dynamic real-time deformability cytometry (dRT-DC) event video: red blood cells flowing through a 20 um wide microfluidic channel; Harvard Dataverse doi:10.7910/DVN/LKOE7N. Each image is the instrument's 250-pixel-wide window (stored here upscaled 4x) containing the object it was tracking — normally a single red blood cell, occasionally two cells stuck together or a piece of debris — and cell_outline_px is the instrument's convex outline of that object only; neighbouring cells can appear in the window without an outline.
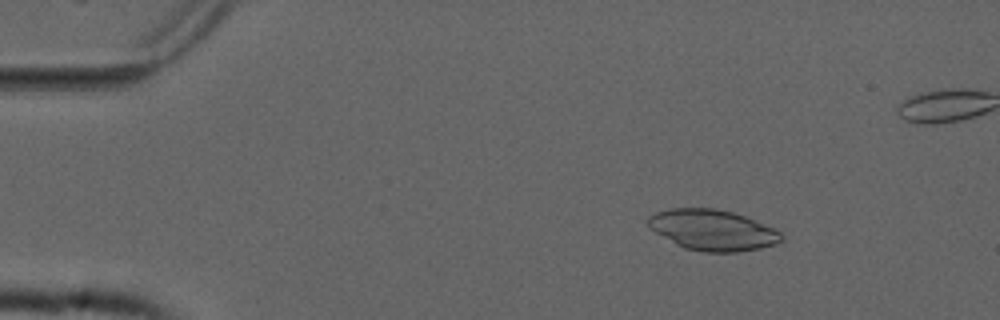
{"species": "common noctule bat (a hibernating species)", "species_latin": "Nyctalus noctula", "temperature_condition": "cold", "stored_images_in_passage": 49, "camera_frame_rate_fps": 3000, "um_per_image_px": 0.085, "animal": {"sex": "male", "forearm_length_mm": 52.5}, "frame": {"image": 1, "passage_image": 7, "time_ms": 2.0, "image_size_px": [1000, 320], "cell_outline_px": [[784, 240], [776, 244], [760, 248], [736, 252], [704, 252], [684, 248], [676, 244], [656, 232], [648, 224], [648, 216], [656, 212], [672, 208], [716, 208], [732, 212], [744, 216], [772, 228], [780, 232], [784, 236]], "centroid_in_image_um": [60.58, 19.56], "position_along_channel_um": 24.4, "area_um2": 31.39}}